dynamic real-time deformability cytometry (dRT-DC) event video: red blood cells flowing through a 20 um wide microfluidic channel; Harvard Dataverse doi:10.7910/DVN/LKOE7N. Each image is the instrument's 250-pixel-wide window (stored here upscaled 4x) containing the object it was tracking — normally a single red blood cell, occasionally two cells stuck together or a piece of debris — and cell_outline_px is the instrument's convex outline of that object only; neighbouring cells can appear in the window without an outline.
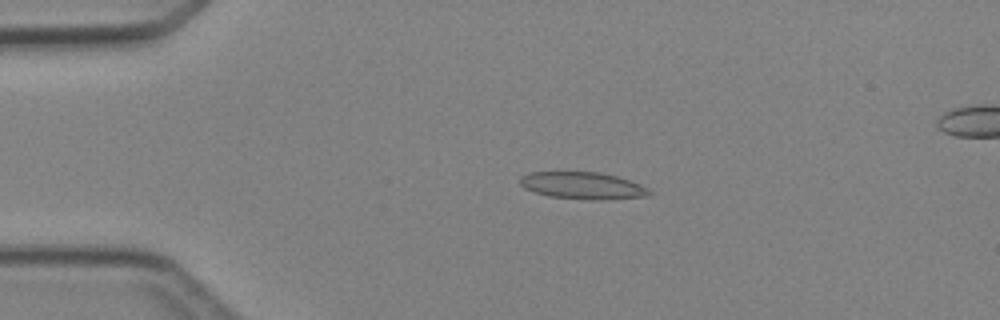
{"species": "Egyptian fruit bat (a non-hibernating species)", "species_latin": "Rousettus aegyptiacus", "temperature_condition": "cold", "stored_images_in_passage": 3, "camera_frame_rate_fps": 3000, "um_per_image_px": 0.085, "animal": {"sex": "female"}, "frame": {"image": 1, "passage_image": 2, "time_ms": 1.333, "image_size_px": [1000, 320], "cell_outline_px": [[652, 192], [648, 196], [604, 200], [592, 200], [548, 196], [524, 188], [520, 184], [520, 176], [528, 172], [600, 172], [616, 176], [640, 184], [648, 188]], "centroid_in_image_um": [49.53, 15.78], "position_along_channel_um": 35.5, "area_um2": 20.4}}